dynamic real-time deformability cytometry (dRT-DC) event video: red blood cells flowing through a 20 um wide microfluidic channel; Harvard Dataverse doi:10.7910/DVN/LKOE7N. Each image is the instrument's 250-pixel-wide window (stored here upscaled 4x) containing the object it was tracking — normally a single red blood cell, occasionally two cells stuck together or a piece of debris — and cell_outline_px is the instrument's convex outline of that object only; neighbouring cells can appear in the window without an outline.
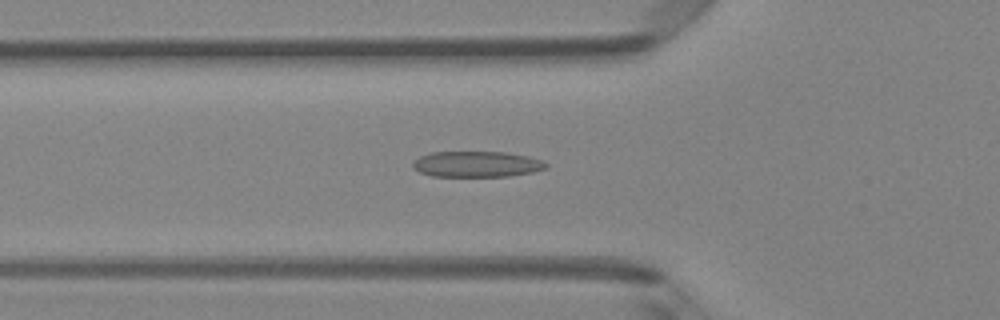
{"species": "Egyptian fruit bat (a non-hibernating species)", "species_latin": "Rousettus aegyptiacus", "temperature_condition": "room temperature", "stored_images_in_passage": 48, "camera_frame_rate_fps": 3000, "um_per_image_px": 0.085, "animal": {"sex": "female"}, "frame": {"image": 1, "passage_image": 16, "time_ms": 5.0, "image_size_px": [1000, 320], "cell_outline_px": [[548, 168], [532, 172], [508, 176], [432, 176], [420, 172], [412, 168], [412, 160], [420, 156], [432, 152], [504, 152], [528, 156], [540, 160], [548, 164]], "centroid_in_image_um": [40.49, 13.95], "position_along_channel_um": 85.3, "area_um2": 20.06}}
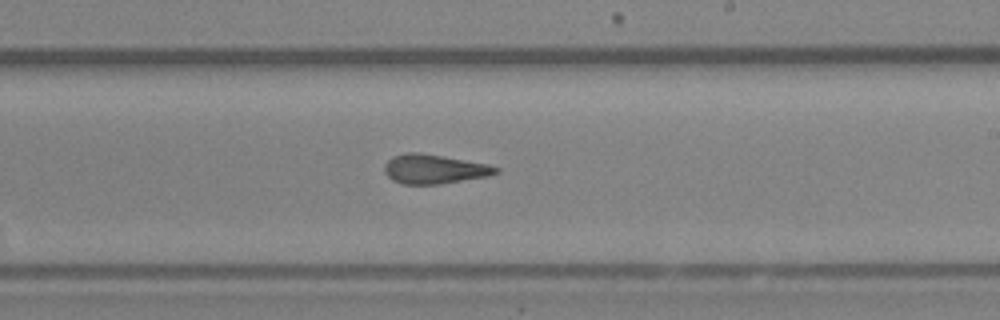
{"frame": {"image": 2, "passage_image": 28, "time_ms": 9.0, "image_size_px": [1000, 320], "cell_outline_px": [[500, 172], [488, 176], [440, 184], [404, 184], [392, 180], [384, 172], [384, 164], [392, 156], [404, 152], [420, 152], [444, 156], [484, 164], [500, 168]], "centroid_in_image_um": [36.86, 14.36], "position_along_channel_um": 252.1, "area_um2": 19.02}}
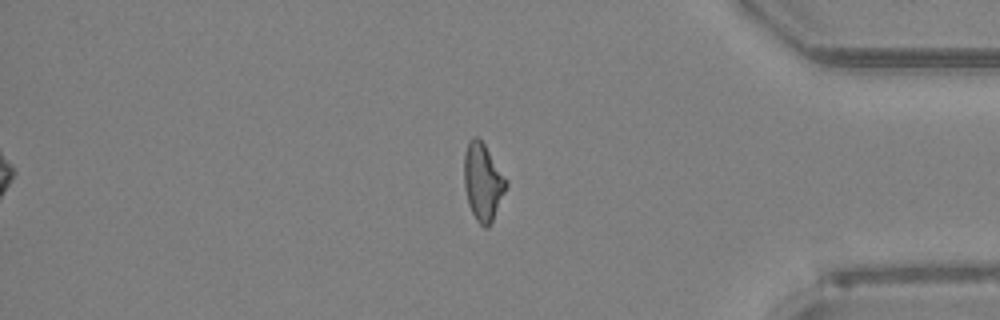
{"frame": {"image": 3, "passage_image": 40, "time_ms": 13.0, "image_size_px": [1000, 320], "cell_outline_px": [[508, 184], [492, 220], [488, 228], [484, 228], [476, 220], [468, 204], [464, 184], [464, 156], [468, 140], [472, 136], [476, 136], [484, 144], [508, 180]], "centroid_in_image_um": [41.03, 15.45], "position_along_channel_um": 394.2, "area_um2": 18.84}, "authors_computed_cell_mechanics": {"area_um2": 19.3341, "velocity_mm_per_s": 4.1797, "shape_relaxation_time_tau1_ms": 4.3162, "shape_relaxation_time_tau2_ms": 1.6999, "deformation_change_tau1": 0.1504, "deformation_change_tau2": 0.1149}}